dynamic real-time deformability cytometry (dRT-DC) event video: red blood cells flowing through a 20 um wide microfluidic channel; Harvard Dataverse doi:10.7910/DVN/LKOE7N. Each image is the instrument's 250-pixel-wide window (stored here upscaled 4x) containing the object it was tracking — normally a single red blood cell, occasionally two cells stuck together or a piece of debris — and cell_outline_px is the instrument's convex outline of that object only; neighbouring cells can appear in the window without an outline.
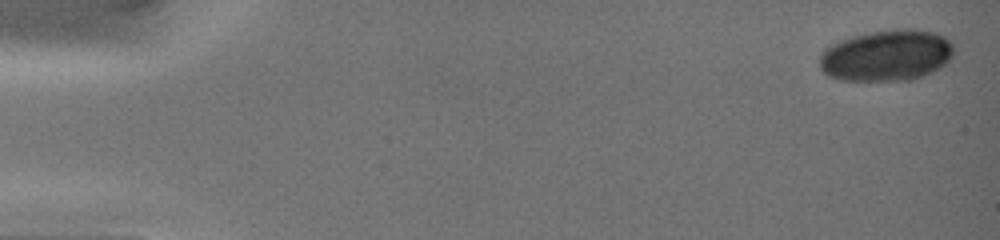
{"species": "common noctule bat (a hibernating species)", "species_latin": "Nyctalus noctula", "temperature_condition": "warm", "stored_images_in_passage": 5, "camera_frame_rate_fps": 3000, "um_per_image_px": 0.085, "animal": {"sex": "female", "body_mass_g": 19.0, "forearm_length_mm": 51.5}, "frame": {"image": 1, "passage_image": 1, "time_ms": 0.0, "image_size_px": [1000, 240], "cell_outline_px": [[952, 56], [940, 68], [932, 72], [912, 80], [840, 80], [828, 76], [820, 68], [820, 56], [824, 48], [840, 40], [852, 36], [872, 32], [896, 28], [916, 28], [936, 32], [944, 36], [952, 44]], "centroid_in_image_um": [75.36, 4.7], "position_along_channel_um": 9.6, "area_um2": 40.29}}